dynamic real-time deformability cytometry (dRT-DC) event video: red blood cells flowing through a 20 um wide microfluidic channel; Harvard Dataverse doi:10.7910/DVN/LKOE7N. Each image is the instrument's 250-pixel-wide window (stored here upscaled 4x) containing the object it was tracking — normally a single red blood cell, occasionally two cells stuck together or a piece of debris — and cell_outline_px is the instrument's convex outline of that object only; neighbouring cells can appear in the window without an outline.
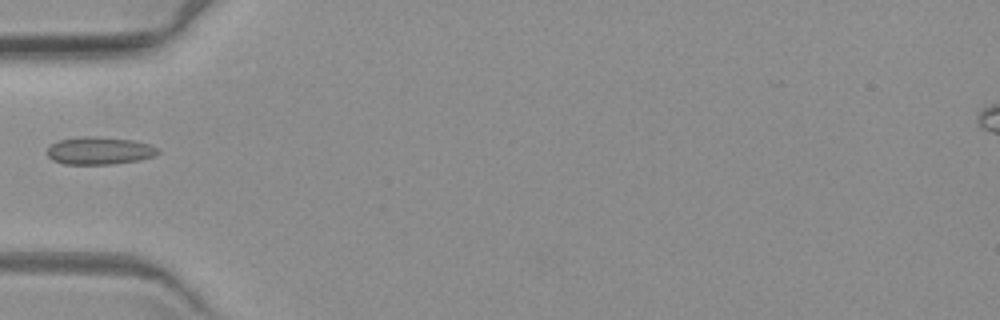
{"species": "common noctule bat (a hibernating species)", "species_latin": "Nyctalus noctula", "temperature_condition": "warm", "stored_images_in_passage": 4, "camera_frame_rate_fps": 3000, "um_per_image_px": 0.085, "animal": {"sex": "female", "body_mass_g": 19.3, "forearm_length_mm": 54.1}, "frame": {"image": 1, "passage_image": 4, "time_ms": 3.667, "image_size_px": [1000, 320], "cell_outline_px": [[160, 152], [156, 156], [140, 160], [112, 164], [64, 164], [52, 160], [48, 156], [48, 148], [52, 144], [60, 140], [80, 136], [100, 136], [136, 140], [160, 148]], "centroid_in_image_um": [8.51, 12.8], "position_along_channel_um": 76.5, "area_um2": 18.09}}